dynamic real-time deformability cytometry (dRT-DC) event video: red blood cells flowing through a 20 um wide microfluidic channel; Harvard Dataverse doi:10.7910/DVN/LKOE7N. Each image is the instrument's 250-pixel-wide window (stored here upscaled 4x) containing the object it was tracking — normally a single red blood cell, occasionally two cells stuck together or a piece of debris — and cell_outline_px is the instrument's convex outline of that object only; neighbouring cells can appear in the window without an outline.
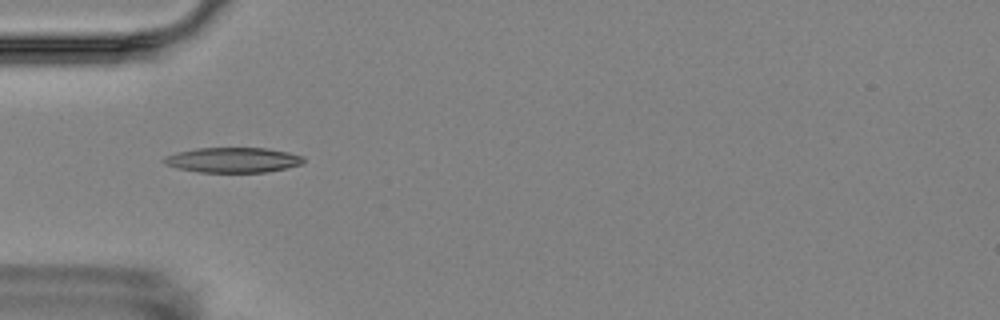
{"species": "Egyptian fruit bat (a non-hibernating species)", "species_latin": "Rousettus aegyptiacus", "temperature_condition": "room temperature", "stored_images_in_passage": 12, "camera_frame_rate_fps": 3000, "um_per_image_px": 0.085, "animal": {"sex": "female"}, "frame": {"image": 1, "passage_image": 2, "time_ms": 1.0, "image_size_px": [1000, 320], "cell_outline_px": [[304, 164], [268, 172], [200, 172], [176, 168], [164, 164], [160, 160], [164, 156], [176, 152], [196, 148], [268, 148], [288, 152], [304, 156]], "centroid_in_image_um": [19.78, 13.6], "position_along_channel_um": 65.2, "area_um2": 20.69}}
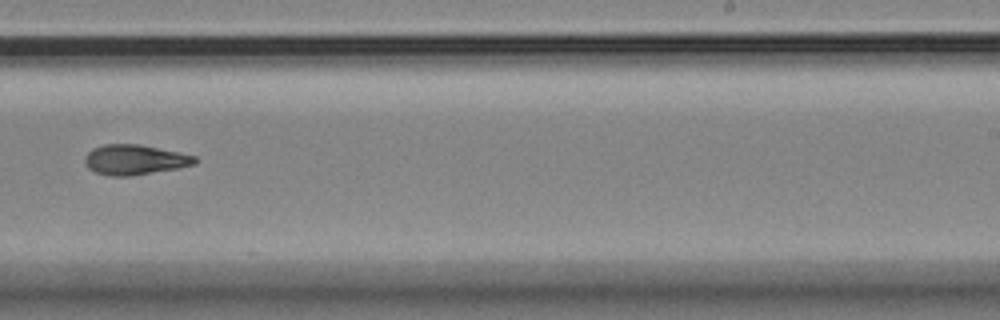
{"frame": {"image": 2, "passage_image": 7, "time_ms": 7.0, "image_size_px": [1000, 320], "cell_outline_px": [[200, 160], [196, 164], [176, 168], [128, 176], [112, 176], [96, 172], [88, 168], [84, 160], [84, 156], [92, 148], [104, 144], [140, 144], [196, 156]], "centroid_in_image_um": [11.45, 13.56], "position_along_channel_um": 277.6, "area_um2": 19.19}}
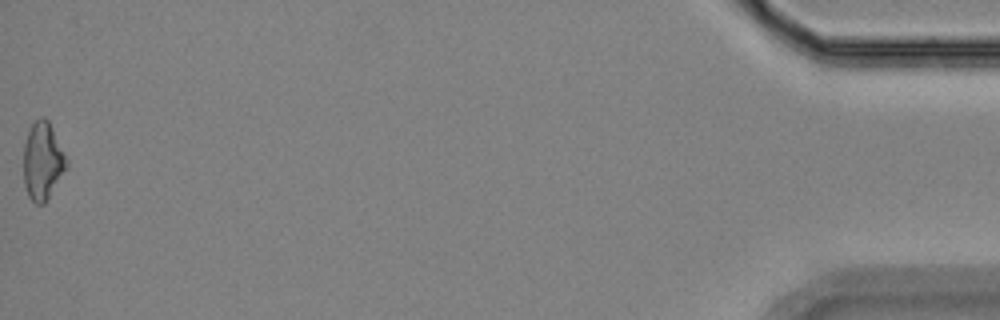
{"frame": {"image": 3, "passage_image": 12, "time_ms": 14.0, "image_size_px": [1000, 320], "cell_outline_px": [[68, 168], [48, 200], [44, 204], [36, 204], [28, 196], [24, 184], [24, 144], [28, 132], [32, 124], [40, 116], [44, 116], [48, 120], [68, 160]], "centroid_in_image_um": [3.65, 13.72], "position_along_channel_um": 431.6, "area_um2": 19.65}, "authors_computed_cell_mechanics": {"area_um2": 19.1318, "velocity_mm_per_s": 3.5507, "shape_relaxation_time_tau1_ms": null, "shape_relaxation_time_tau2_ms": 3.0993, "deformation_change_tau1": null, "deformation_change_tau2": 0.0972}}